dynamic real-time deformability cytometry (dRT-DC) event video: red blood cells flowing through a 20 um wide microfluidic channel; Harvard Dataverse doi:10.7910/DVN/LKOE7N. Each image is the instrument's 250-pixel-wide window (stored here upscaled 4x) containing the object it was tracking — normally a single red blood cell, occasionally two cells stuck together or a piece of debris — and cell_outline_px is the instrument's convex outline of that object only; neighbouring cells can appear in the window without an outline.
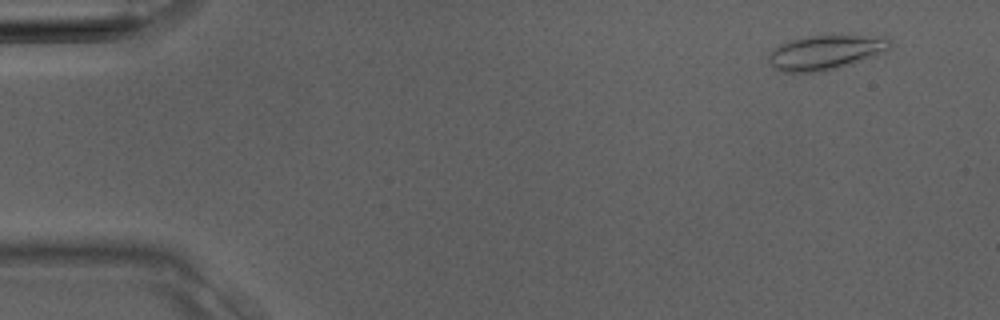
{"species": "Egyptian fruit bat (a non-hibernating species)", "species_latin": "Rousettus aegyptiacus", "temperature_condition": "room temperature", "stored_images_in_passage": 37, "camera_frame_rate_fps": 3000, "um_per_image_px": 0.085, "animal": {"sex": "male"}, "frame": {"image": 1, "passage_image": 3, "time_ms": 0.667, "image_size_px": [1000, 320], "cell_outline_px": [[892, 44], [884, 52], [876, 56], [852, 64], [824, 72], [784, 72], [768, 64], [768, 56], [780, 44], [804, 36], [884, 36], [892, 40]], "centroid_in_image_um": [70.21, 4.46], "position_along_channel_um": 14.8, "area_um2": 24.45}}
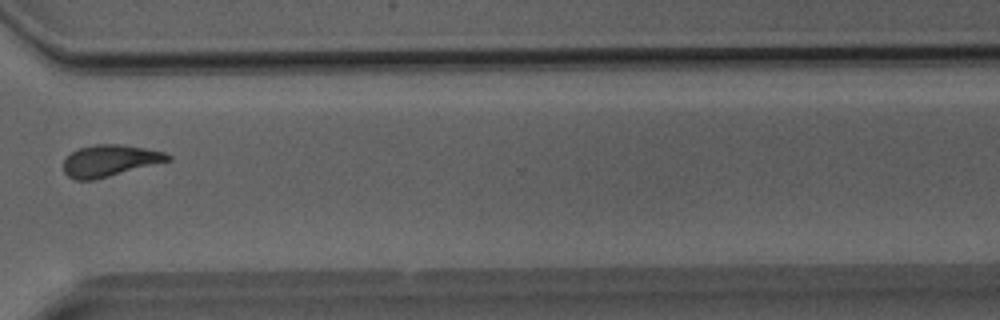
{"frame": {"image": 2, "passage_image": 28, "time_ms": 9.0, "image_size_px": [1000, 320], "cell_outline_px": [[172, 160], [96, 180], [76, 180], [68, 176], [64, 172], [64, 160], [72, 152], [80, 148], [96, 144], [124, 144], [164, 152], [172, 156]], "centroid_in_image_um": [9.36, 13.66], "position_along_channel_um": 361.2, "area_um2": 19.31}}
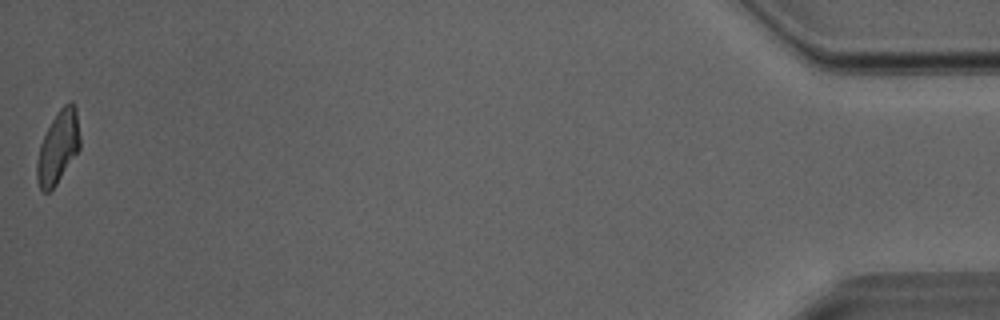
{"frame": {"image": 3, "passage_image": 37, "time_ms": 12.0, "image_size_px": [1000, 320], "cell_outline_px": [[80, 148], [56, 184], [48, 192], [44, 192], [40, 188], [36, 180], [36, 164], [40, 144], [52, 120], [60, 108], [64, 104], [72, 104], [76, 108], [80, 136]], "centroid_in_image_um": [4.93, 12.53], "position_along_channel_um": 430.3, "area_um2": 17.86}}